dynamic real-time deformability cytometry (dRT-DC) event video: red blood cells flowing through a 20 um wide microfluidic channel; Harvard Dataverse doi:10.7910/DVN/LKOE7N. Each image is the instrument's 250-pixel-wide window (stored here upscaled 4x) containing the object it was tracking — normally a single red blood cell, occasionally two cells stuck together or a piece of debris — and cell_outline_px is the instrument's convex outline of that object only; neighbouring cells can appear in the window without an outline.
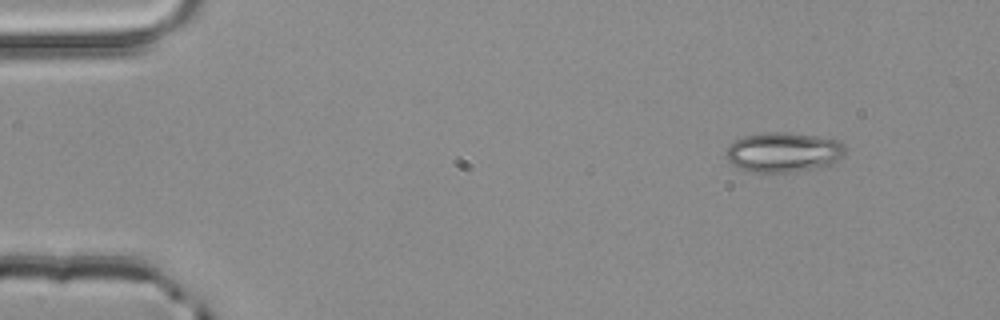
{"species": "common noctule bat (a hibernating species)", "species_latin": "Nyctalus noctula", "temperature_condition": "room temperature", "stored_images_in_passage": 3, "camera_frame_rate_fps": 3000, "um_per_image_px": 0.085, "animal": {"sex": "male", "body_mass_g": 20.4}, "frame": {"image": 1, "passage_image": 1, "time_ms": 0.0, "image_size_px": [1000, 320], "cell_outline_px": [[848, 148], [832, 164], [820, 168], [796, 172], [752, 172], [740, 168], [732, 164], [728, 160], [728, 148], [732, 140], [744, 136], [760, 132], [784, 132], [816, 136], [840, 140]], "centroid_in_image_um": [66.62, 12.93], "position_along_channel_um": 18.4, "area_um2": 27.86}}